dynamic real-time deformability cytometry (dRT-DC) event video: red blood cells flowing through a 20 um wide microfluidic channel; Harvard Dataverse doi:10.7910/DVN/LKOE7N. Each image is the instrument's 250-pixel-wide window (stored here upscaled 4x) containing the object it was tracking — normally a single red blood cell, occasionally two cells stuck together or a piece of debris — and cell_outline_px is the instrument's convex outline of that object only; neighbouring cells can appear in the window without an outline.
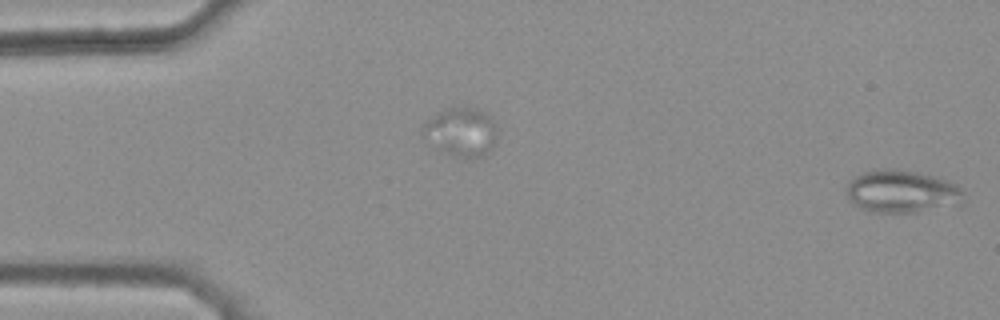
{"species": "common noctule bat (a hibernating species)", "species_latin": "Nyctalus noctula", "temperature_condition": "warm", "stored_images_in_passage": 16, "segment_of_instrument_passage": [2, 2], "camera_frame_rate_fps": 3000, "um_per_image_px": 0.085, "animal": {"sex": "female", "body_mass_g": 25.1}, "frame": {"image": 1, "passage_image": 16, "time_ms": 5.0, "image_size_px": [1000, 320], "cell_outline_px": [[964, 200], [960, 204], [920, 212], [872, 212], [860, 208], [852, 204], [848, 200], [848, 180], [852, 176], [864, 172], [884, 168], [900, 168], [936, 176], [948, 180], [956, 184], [964, 192]], "centroid_in_image_um": [76.66, 16.26], "position_along_channel_um": 8.3, "area_um2": 29.65}}